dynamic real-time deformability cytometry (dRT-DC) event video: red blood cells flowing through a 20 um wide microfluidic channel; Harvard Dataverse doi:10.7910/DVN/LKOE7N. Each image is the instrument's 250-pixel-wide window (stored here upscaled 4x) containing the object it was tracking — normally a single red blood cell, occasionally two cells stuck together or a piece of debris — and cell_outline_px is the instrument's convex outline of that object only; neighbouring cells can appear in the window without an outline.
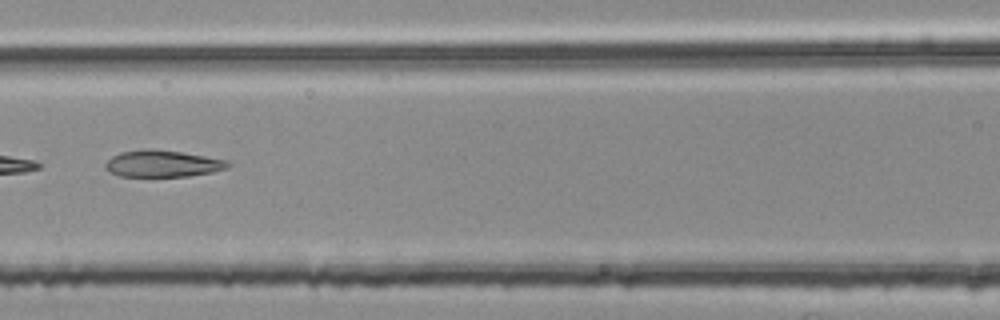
{"species": "common noctule bat (a hibernating species)", "species_latin": "Nyctalus noctula", "temperature_condition": "room temperature", "stored_images_in_passage": 6, "segment_of_instrument_passage": [2, 2], "camera_frame_rate_fps": 3000, "um_per_image_px": 0.085, "animal": {"sex": "female", "body_mass_g": 25.1}, "frame": {"image": 1, "passage_image": 6, "time_ms": 1.667, "image_size_px": [1000, 320], "cell_outline_px": [[228, 168], [212, 172], [188, 176], [120, 176], [104, 168], [104, 164], [112, 156], [120, 152], [144, 148], [152, 148], [180, 152], [228, 160]], "centroid_in_image_um": [13.79, 13.9], "position_along_channel_um": 152.8, "area_um2": 19.02}}